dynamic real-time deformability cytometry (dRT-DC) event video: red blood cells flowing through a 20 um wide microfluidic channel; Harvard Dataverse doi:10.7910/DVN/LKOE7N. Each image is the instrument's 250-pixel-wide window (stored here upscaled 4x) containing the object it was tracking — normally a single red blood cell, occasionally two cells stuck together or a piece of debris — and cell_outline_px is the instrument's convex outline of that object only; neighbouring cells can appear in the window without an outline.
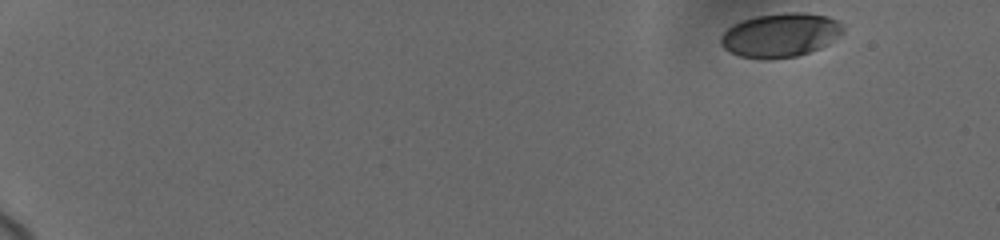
{"species": "human", "species_latin": "Homo sapiens", "temperature_condition": "cold", "stored_images_in_passage": 16, "camera_frame_rate_fps": 3000, "um_per_image_px": 0.085, "donor": {"sex": "female"}, "frame": {"image": 1, "passage_image": 1, "time_ms": 0.0, "image_size_px": [1000, 240], "cell_outline_px": [[844, 32], [828, 44], [820, 48], [796, 56], [764, 60], [740, 56], [728, 52], [720, 44], [720, 36], [732, 24], [756, 16], [784, 12], [804, 12], [828, 16], [840, 20], [844, 28]], "centroid_in_image_um": [66.34, 2.98], "position_along_channel_um": 18.7, "area_um2": 31.67}}
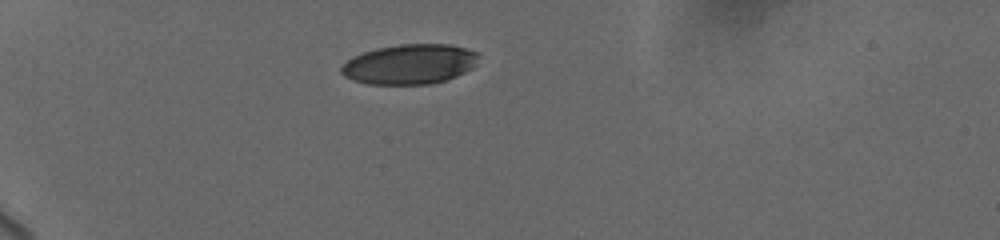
{"frame": {"image": 2, "passage_image": 12, "time_ms": 4.333, "image_size_px": [1000, 240], "cell_outline_px": [[480, 56], [476, 64], [472, 68], [448, 80], [432, 84], [368, 84], [352, 80], [344, 76], [340, 72], [340, 68], [352, 56], [376, 48], [400, 44], [448, 44], [464, 48], [476, 52]], "centroid_in_image_um": [34.82, 5.46], "position_along_channel_um": 50.2, "area_um2": 32.08}}